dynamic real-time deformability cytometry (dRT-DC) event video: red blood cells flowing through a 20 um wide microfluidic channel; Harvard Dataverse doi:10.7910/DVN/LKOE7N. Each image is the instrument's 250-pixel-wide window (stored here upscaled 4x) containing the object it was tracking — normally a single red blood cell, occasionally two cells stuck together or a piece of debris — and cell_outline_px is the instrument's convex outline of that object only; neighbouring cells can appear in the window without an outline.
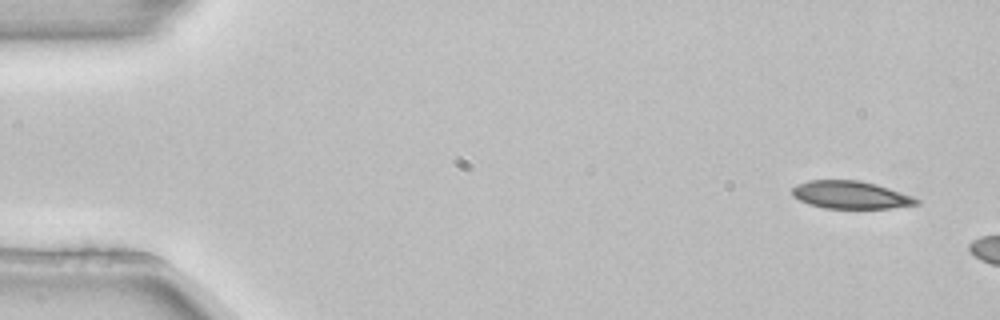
{"species": "common noctule bat (a hibernating species)", "species_latin": "Nyctalus noctula", "temperature_condition": "room temperature", "stored_images_in_passage": 3, "camera_frame_rate_fps": 3000, "um_per_image_px": 0.085, "animal": {"sex": "female", "body_mass_g": 22.7, "forearm_length_mm": 54.2}, "frame": {"image": 1, "passage_image": 1, "time_ms": 0.0, "image_size_px": [1000, 320], "cell_outline_px": [[920, 204], [888, 208], [824, 208], [808, 204], [792, 196], [792, 188], [796, 184], [808, 180], [860, 180], [876, 184], [912, 196], [920, 200]], "centroid_in_image_um": [72.27, 16.56], "position_along_channel_um": 12.7, "area_um2": 20.06}}